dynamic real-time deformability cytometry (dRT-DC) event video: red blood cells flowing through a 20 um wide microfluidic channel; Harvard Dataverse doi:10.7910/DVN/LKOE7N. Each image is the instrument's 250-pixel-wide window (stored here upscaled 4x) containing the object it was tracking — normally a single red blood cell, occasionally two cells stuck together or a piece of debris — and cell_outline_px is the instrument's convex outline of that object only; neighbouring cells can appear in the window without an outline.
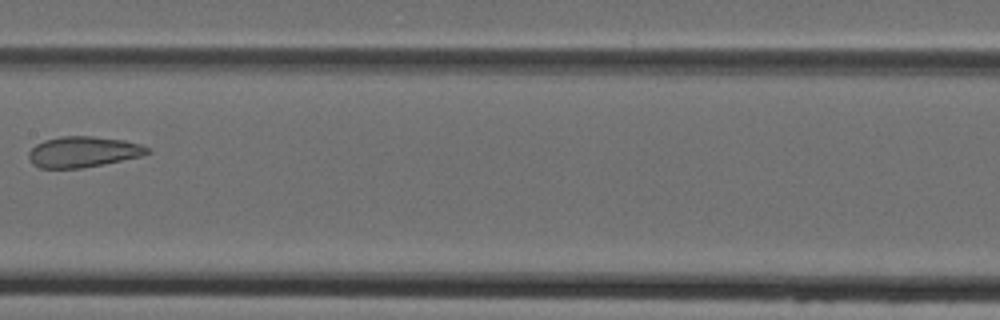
{"species": "Egyptian fruit bat (a non-hibernating species)", "species_latin": "Rousettus aegyptiacus", "temperature_condition": "cold", "stored_images_in_passage": 7, "camera_frame_rate_fps": 3000, "um_per_image_px": 0.085, "animal": {"sex": "female"}, "frame": {"image": 1, "passage_image": 7, "time_ms": 8.0, "image_size_px": [1000, 320], "cell_outline_px": [[152, 152], [140, 156], [104, 164], [80, 168], [40, 168], [32, 164], [28, 156], [28, 152], [36, 144], [44, 140], [60, 136], [92, 136], [124, 140], [140, 144], [148, 148]], "centroid_in_image_um": [7.04, 12.9], "position_along_channel_um": 200.4, "area_um2": 21.27}}